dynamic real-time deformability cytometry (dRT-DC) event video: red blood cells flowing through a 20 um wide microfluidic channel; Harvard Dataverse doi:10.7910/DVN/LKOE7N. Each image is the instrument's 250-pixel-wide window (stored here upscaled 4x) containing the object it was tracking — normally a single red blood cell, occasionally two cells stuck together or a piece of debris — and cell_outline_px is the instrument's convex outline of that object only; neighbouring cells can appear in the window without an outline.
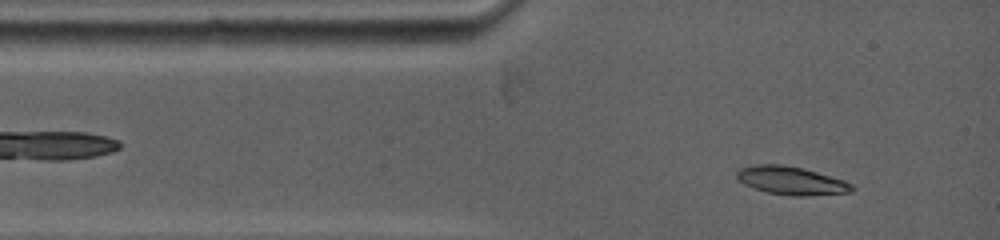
{"species": "common noctule bat (a hibernating species)", "species_latin": "Nyctalus noctula", "temperature_condition": "warm", "stored_images_in_passage": 58, "camera_frame_rate_fps": 5000, "um_per_image_px": 0.085, "animal": {"sex": "female", "body_mass_g": 19.0, "forearm_length_mm": 53.3}, "frame": {"image": 1, "passage_image": 6, "time_ms": 0.8, "image_size_px": [1000, 240], "cell_outline_px": [[856, 188], [852, 192], [808, 196], [792, 196], [768, 192], [752, 188], [736, 180], [736, 172], [740, 168], [756, 164], [784, 164], [804, 168], [844, 180], [852, 184]], "centroid_in_image_um": [67.25, 15.35], "position_along_channel_um": 17.7, "area_um2": 19.25}}
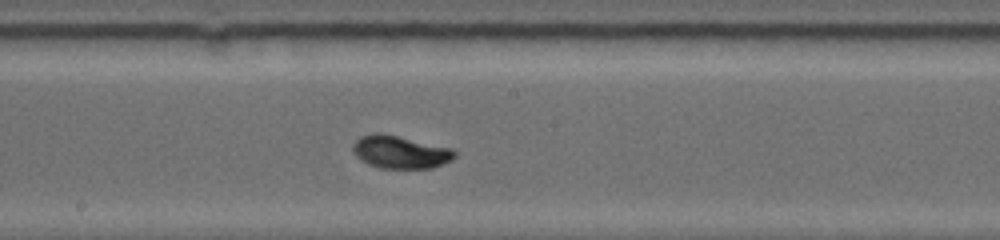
{"frame": {"image": 2, "passage_image": 30, "time_ms": 6.4, "image_size_px": [1000, 240], "cell_outline_px": [[456, 156], [452, 160], [432, 168], [380, 168], [368, 164], [360, 160], [352, 152], [352, 144], [360, 136], [380, 132], [452, 148], [456, 152]], "centroid_in_image_um": [34.0, 12.92], "position_along_channel_um": 214.2, "area_um2": 19.54}}
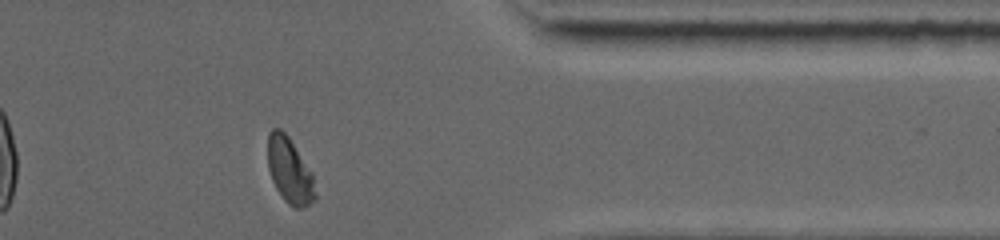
{"frame": {"image": 3, "passage_image": 48, "time_ms": 11.2, "image_size_px": [1000, 240], "cell_outline_px": [[316, 200], [300, 208], [296, 208], [288, 204], [284, 200], [276, 188], [272, 180], [268, 168], [268, 132], [272, 128], [280, 128], [288, 136], [312, 172], [316, 192]], "centroid_in_image_um": [24.62, 14.5], "position_along_channel_um": 386.8, "area_um2": 18.15}, "authors_computed_cell_mechanics": {"area_um2": 18.9006, "velocity_mm_per_s": 3.8972, "shape_relaxation_time_tau1_ms": 5.6536, "shape_relaxation_time_tau2_ms": null, "deformation_change_tau1": 0.2056, "deformation_change_tau2": null}}